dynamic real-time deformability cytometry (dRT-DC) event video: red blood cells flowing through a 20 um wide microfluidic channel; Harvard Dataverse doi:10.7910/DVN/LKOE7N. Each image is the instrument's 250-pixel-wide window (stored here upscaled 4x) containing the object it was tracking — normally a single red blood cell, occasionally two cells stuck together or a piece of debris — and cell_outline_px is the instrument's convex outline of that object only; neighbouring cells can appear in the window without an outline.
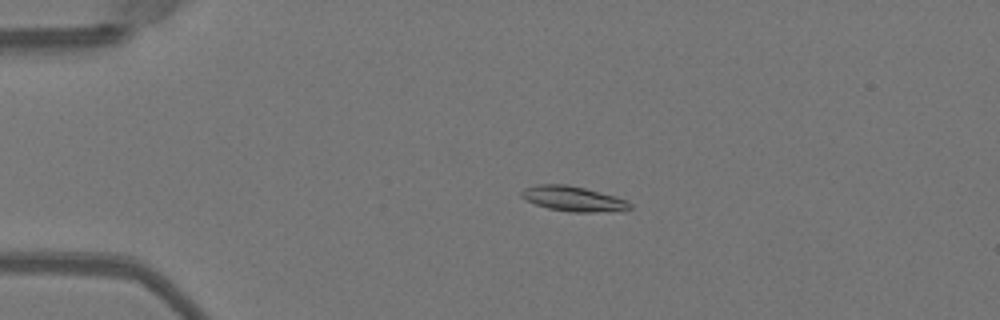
{"species": "Egyptian fruit bat (a non-hibernating species)", "species_latin": "Rousettus aegyptiacus", "temperature_condition": "warm", "stored_images_in_passage": 49, "camera_frame_rate_fps": 3000, "um_per_image_px": 0.085, "animal": {"sex": "female"}, "frame": {"image": 1, "passage_image": 10, "time_ms": 3.0, "image_size_px": [1000, 320], "cell_outline_px": [[632, 208], [592, 212], [568, 212], [548, 208], [536, 204], [520, 196], [520, 192], [524, 188], [536, 184], [564, 184], [584, 188], [628, 200], [632, 204]], "centroid_in_image_um": [48.67, 16.88], "position_along_channel_um": 36.3, "area_um2": 15.55}}
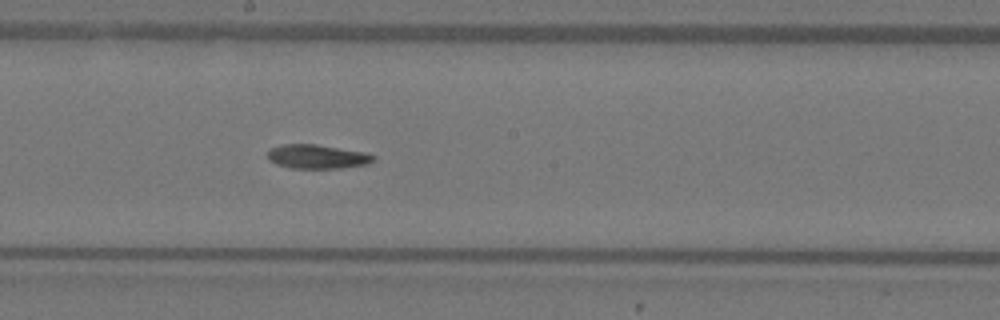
{"frame": {"image": 2, "passage_image": 27, "time_ms": 8.667, "image_size_px": [1000, 320], "cell_outline_px": [[376, 156], [368, 164], [340, 168], [292, 168], [276, 164], [268, 160], [268, 152], [272, 148], [280, 144], [316, 144], [364, 152]], "centroid_in_image_um": [26.94, 13.31], "position_along_channel_um": 221.3, "area_um2": 14.74}}
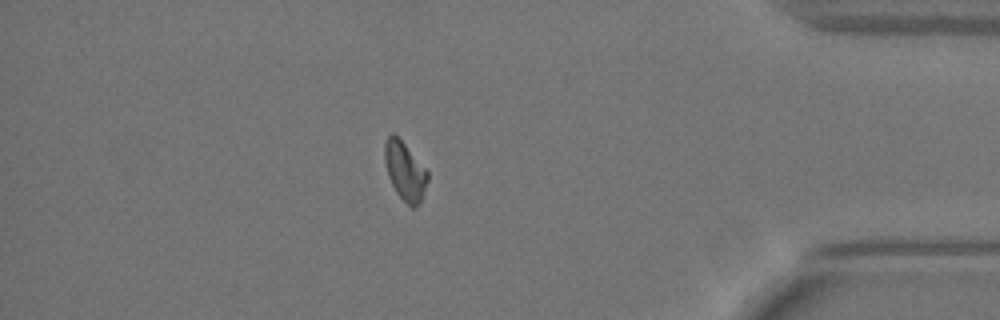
{"frame": {"image": 3, "passage_image": 43, "time_ms": 14.0, "image_size_px": [1000, 320], "cell_outline_px": [[428, 180], [420, 200], [416, 208], [412, 208], [396, 192], [388, 176], [384, 160], [384, 144], [388, 136], [392, 132], [404, 144], [428, 172]], "centroid_in_image_um": [34.39, 14.54], "position_along_channel_um": 400.8, "area_um2": 14.22}, "authors_computed_cell_mechanics": {"area_um2": 15.2014, "velocity_mm_per_s": 4.0164, "shape_relaxation_time_tau1_ms": null, "shape_relaxation_time_tau2_ms": 2.6366, "deformation_change_tau1": null, "deformation_change_tau2": 0.0639}}